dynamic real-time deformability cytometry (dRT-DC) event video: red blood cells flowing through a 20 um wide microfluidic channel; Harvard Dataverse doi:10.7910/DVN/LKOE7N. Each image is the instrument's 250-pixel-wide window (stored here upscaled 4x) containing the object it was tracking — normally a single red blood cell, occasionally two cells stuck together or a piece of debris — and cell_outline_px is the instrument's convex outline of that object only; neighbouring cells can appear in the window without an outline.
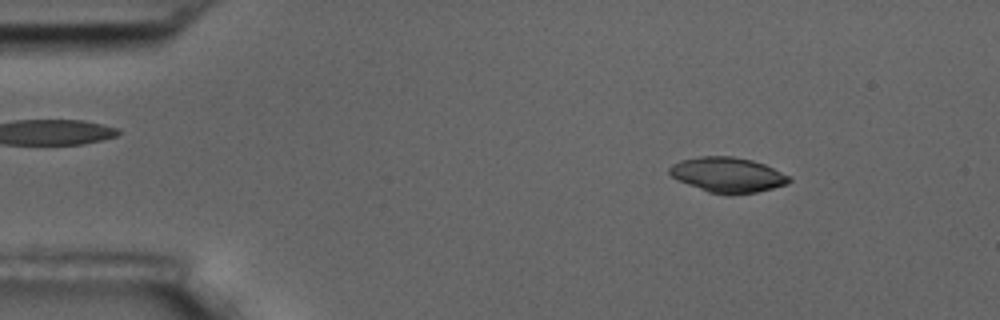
{"species": "common noctule bat (a hibernating species)", "species_latin": "Nyctalus noctula", "temperature_condition": "room temperature", "stored_images_in_passage": 55, "camera_frame_rate_fps": 3000, "um_per_image_px": 0.085, "animal": {"sex": "male", "body_mass_g": 17.5, "forearm_length_mm": 52.3}, "frame": {"image": 1, "passage_image": 7, "time_ms": 2.0, "image_size_px": [1000, 320], "cell_outline_px": [[792, 180], [788, 184], [756, 192], [732, 196], [708, 192], [688, 184], [672, 176], [668, 172], [668, 168], [672, 164], [680, 160], [700, 156], [732, 156], [752, 160], [764, 164], [792, 176]], "centroid_in_image_um": [61.88, 14.87], "position_along_channel_um": 23.1, "area_um2": 24.68}}
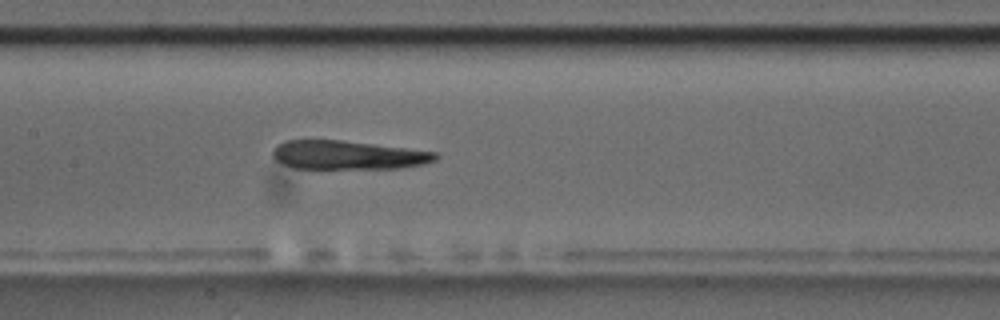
{"frame": {"image": 2, "passage_image": 26, "time_ms": 8.333, "image_size_px": [1000, 320], "cell_outline_px": [[440, 156], [436, 160], [424, 164], [400, 168], [292, 168], [280, 164], [272, 156], [272, 152], [276, 144], [284, 140], [340, 140], [436, 152]], "centroid_in_image_um": [29.52, 13.18], "position_along_channel_um": 177.9, "area_um2": 27.28}}
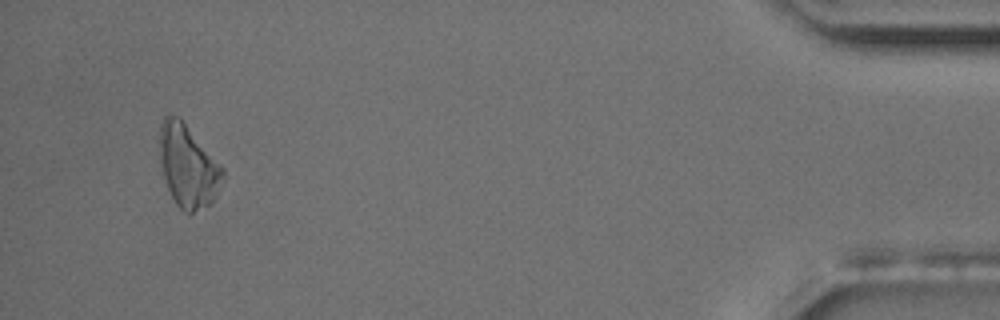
{"frame": {"image": 3, "passage_image": 52, "time_ms": 17.0, "image_size_px": [1000, 320], "cell_outline_px": [[224, 180], [216, 196], [208, 204], [192, 212], [184, 212], [176, 204], [168, 188], [164, 176], [160, 160], [160, 120], [168, 112], [180, 116], [224, 168]], "centroid_in_image_um": [15.98, 14.04], "position_along_channel_um": 419.2, "area_um2": 30.46}, "authors_computed_cell_mechanics": {"area_um2": 28.4376, "velocity_mm_per_s": 3.6409, "shape_relaxation_time_tau1_ms": 8.0754, "shape_relaxation_time_tau2_ms": 7.2906, "deformation_change_tau1": 0.1351, "deformation_change_tau2": 0.2307}}